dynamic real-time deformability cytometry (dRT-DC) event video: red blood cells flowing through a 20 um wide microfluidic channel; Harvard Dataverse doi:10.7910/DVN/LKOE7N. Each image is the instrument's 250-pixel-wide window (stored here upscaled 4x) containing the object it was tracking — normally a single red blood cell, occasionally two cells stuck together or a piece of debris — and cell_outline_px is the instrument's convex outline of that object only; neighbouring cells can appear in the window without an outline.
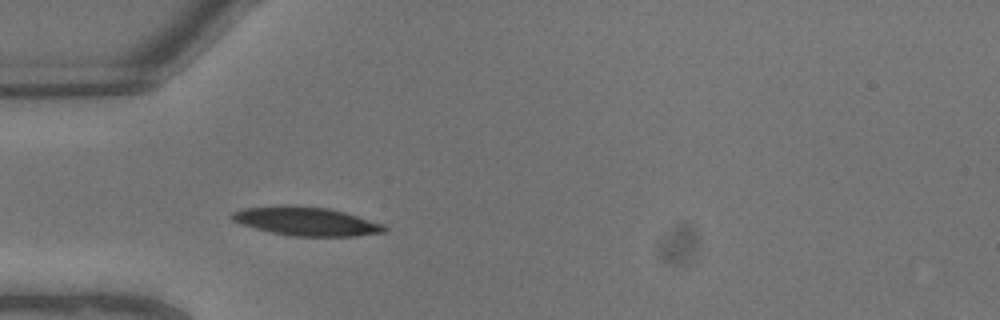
{"species": "common noctule bat (a hibernating species)", "species_latin": "Nyctalus noctula", "temperature_condition": "warm", "stored_images_in_passage": 6, "camera_frame_rate_fps": 3000, "um_per_image_px": 0.085, "animal": {"sex": "male", "body_mass_g": 13.3}, "frame": {"image": 1, "passage_image": 6, "time_ms": 1.667, "image_size_px": [1000, 320], "cell_outline_px": [[388, 228], [384, 232], [356, 236], [292, 236], [272, 232], [240, 224], [232, 220], [228, 216], [232, 212], [244, 208], [284, 204], [296, 204], [328, 208], [344, 212], [384, 224]], "centroid_in_image_um": [26.0, 18.79], "position_along_channel_um": 59.0, "area_um2": 25.72}}